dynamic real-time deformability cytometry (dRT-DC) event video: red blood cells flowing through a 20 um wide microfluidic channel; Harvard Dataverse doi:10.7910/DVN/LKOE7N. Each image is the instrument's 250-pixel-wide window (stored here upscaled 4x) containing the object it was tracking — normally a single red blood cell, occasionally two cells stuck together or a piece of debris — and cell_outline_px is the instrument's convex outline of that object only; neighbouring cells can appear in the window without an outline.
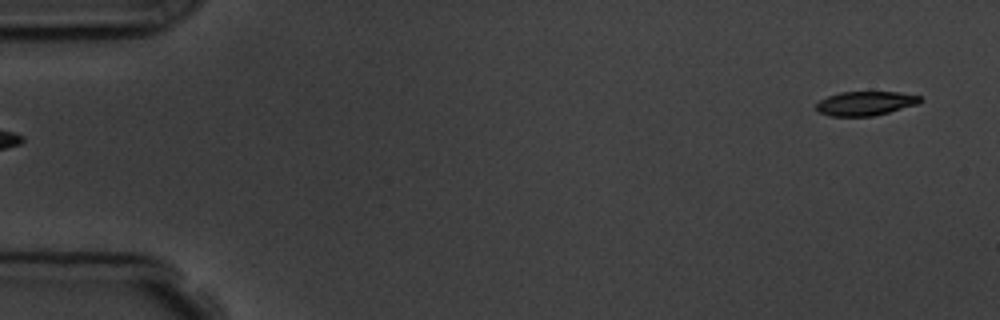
{"species": "common noctule bat (a hibernating species)", "species_latin": "Nyctalus noctula", "temperature_condition": "room temperature", "stored_images_in_passage": 6, "segment_of_instrument_passage": [2, 2], "camera_frame_rate_fps": 3000, "um_per_image_px": 0.085, "animal": {"sex": "male", "body_mass_g": 19.5, "forearm_length_mm": 54.6}, "frame": {"image": 1, "passage_image": 6, "time_ms": 5.667, "image_size_px": [1000, 320], "cell_outline_px": [[924, 100], [916, 104], [888, 112], [872, 116], [828, 116], [820, 112], [816, 108], [816, 104], [820, 100], [828, 96], [840, 92], [900, 92], [920, 96]], "centroid_in_image_um": [73.55, 8.78], "position_along_channel_um": 11.5, "area_um2": 14.51}}